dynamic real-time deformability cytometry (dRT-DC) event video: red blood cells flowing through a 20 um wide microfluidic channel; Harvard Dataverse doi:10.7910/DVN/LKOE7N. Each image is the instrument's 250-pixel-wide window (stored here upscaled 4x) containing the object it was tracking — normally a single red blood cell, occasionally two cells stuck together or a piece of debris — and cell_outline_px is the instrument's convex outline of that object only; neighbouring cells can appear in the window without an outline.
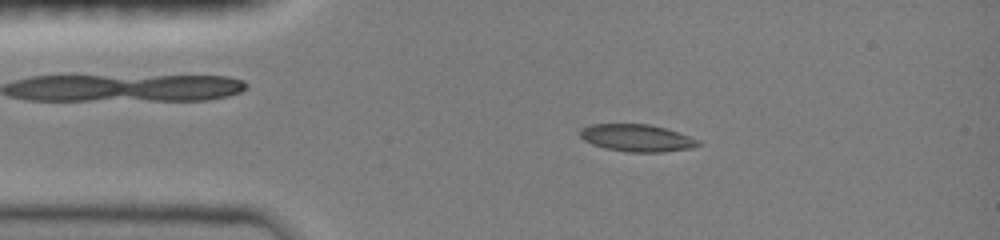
{"species": "common noctule bat (a hibernating species)", "species_latin": "Nyctalus noctula", "temperature_condition": "room temperature", "stored_images_in_passage": 12, "camera_frame_rate_fps": 3000, "um_per_image_px": 0.085, "animal": {"sex": "female", "body_mass_g": 19.0, "forearm_length_mm": 51.5}, "frame": {"image": 1, "passage_image": 6, "time_ms": 2.333, "image_size_px": [1000, 240], "cell_outline_px": [[700, 144], [692, 148], [664, 152], [628, 152], [604, 148], [592, 144], [584, 140], [580, 136], [580, 128], [592, 124], [648, 124], [664, 128], [700, 140]], "centroid_in_image_um": [54.11, 11.73], "position_along_channel_um": 30.9, "area_um2": 18.67}}
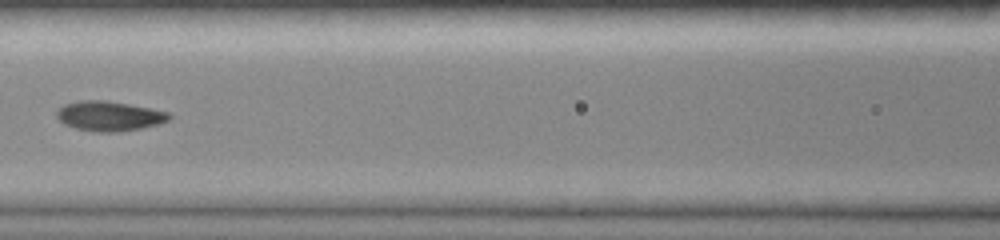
{"frame": {"image": 2, "passage_image": 10, "time_ms": 6.333, "image_size_px": [1000, 240], "cell_outline_px": [[172, 116], [168, 120], [160, 124], [140, 128], [116, 132], [96, 132], [76, 128], [64, 124], [56, 116], [56, 112], [64, 104], [80, 100], [104, 100], [128, 104], [168, 112]], "centroid_in_image_um": [9.27, 9.86], "position_along_channel_um": 157.3, "area_um2": 19.36}}
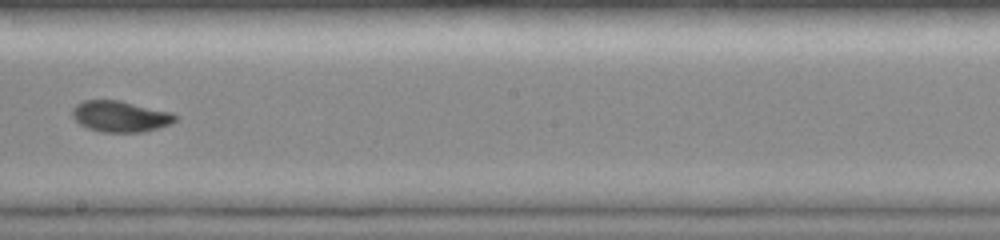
{"frame": {"image": 3, "passage_image": 12, "time_ms": 8.333, "image_size_px": [1000, 240], "cell_outline_px": [[180, 116], [176, 120], [168, 124], [144, 132], [104, 132], [88, 128], [80, 124], [72, 116], [72, 108], [76, 104], [84, 100], [120, 100], [172, 112]], "centroid_in_image_um": [10.23, 9.88], "position_along_channel_um": 238.0, "area_um2": 18.67}}